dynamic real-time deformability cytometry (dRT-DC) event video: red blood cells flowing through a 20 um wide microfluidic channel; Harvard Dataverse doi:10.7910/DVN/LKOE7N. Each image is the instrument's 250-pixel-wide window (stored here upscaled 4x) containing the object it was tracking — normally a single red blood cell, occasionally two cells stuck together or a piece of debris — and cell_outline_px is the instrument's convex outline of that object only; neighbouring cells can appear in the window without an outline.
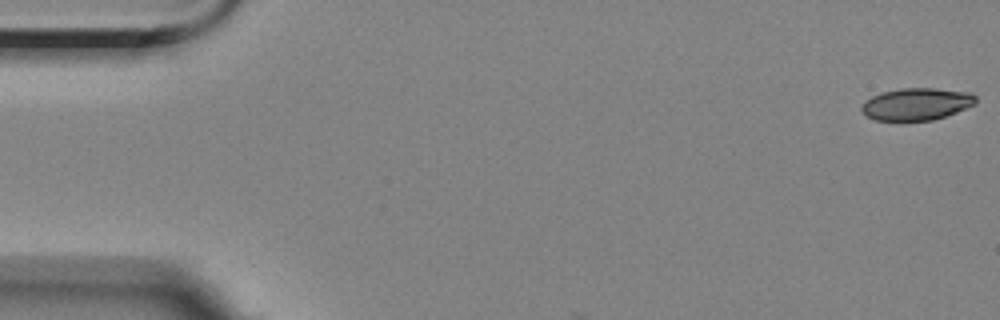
{"species": "Egyptian fruit bat (a non-hibernating species)", "species_latin": "Rousettus aegyptiacus", "temperature_condition": "room temperature", "stored_images_in_passage": 5, "camera_frame_rate_fps": 3000, "um_per_image_px": 0.085, "animal": {"sex": "female"}, "frame": {"image": 1, "passage_image": 1, "time_ms": 0.0, "image_size_px": [1000, 320], "cell_outline_px": [[976, 104], [956, 112], [932, 120], [876, 120], [868, 116], [860, 108], [864, 100], [880, 92], [900, 88], [936, 88], [972, 92], [976, 96]], "centroid_in_image_um": [77.92, 8.82], "position_along_channel_um": 7.1, "area_um2": 21.44}}